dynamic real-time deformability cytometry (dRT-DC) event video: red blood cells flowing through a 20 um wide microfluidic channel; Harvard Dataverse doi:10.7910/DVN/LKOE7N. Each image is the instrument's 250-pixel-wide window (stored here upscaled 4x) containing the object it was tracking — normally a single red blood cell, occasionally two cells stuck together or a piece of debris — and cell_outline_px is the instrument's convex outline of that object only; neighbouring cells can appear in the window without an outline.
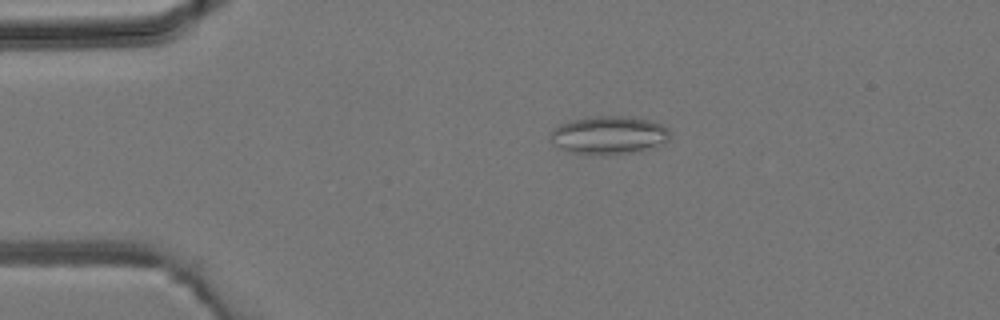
{"species": "common noctule bat (a hibernating species)", "species_latin": "Nyctalus noctula", "temperature_condition": "room temperature", "stored_images_in_passage": 44, "camera_frame_rate_fps": 3000, "um_per_image_px": 0.085, "animal": {"sex": "male", "body_mass_g": 19.2, "forearm_length_mm": 51.8}, "frame": {"image": 1, "passage_image": 9, "time_ms": 2.667, "image_size_px": [1000, 320], "cell_outline_px": [[672, 132], [668, 140], [664, 144], [656, 148], [644, 152], [604, 156], [588, 156], [556, 148], [548, 140], [548, 136], [552, 128], [560, 124], [572, 120], [600, 116], [628, 116], [648, 120], [660, 124], [668, 128]], "centroid_in_image_um": [51.75, 11.54], "position_along_channel_um": 33.3, "area_um2": 27.8}}
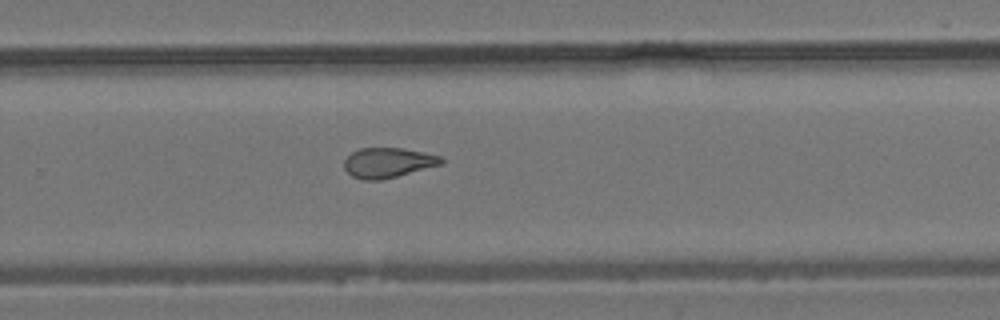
{"frame": {"image": 2, "passage_image": 29, "time_ms": 9.333, "image_size_px": [1000, 320], "cell_outline_px": [[444, 160], [440, 164], [396, 176], [380, 180], [364, 180], [352, 176], [344, 168], [344, 160], [352, 152], [360, 148], [400, 148], [440, 156]], "centroid_in_image_um": [32.91, 13.83], "position_along_channel_um": 296.9, "area_um2": 16.53}}
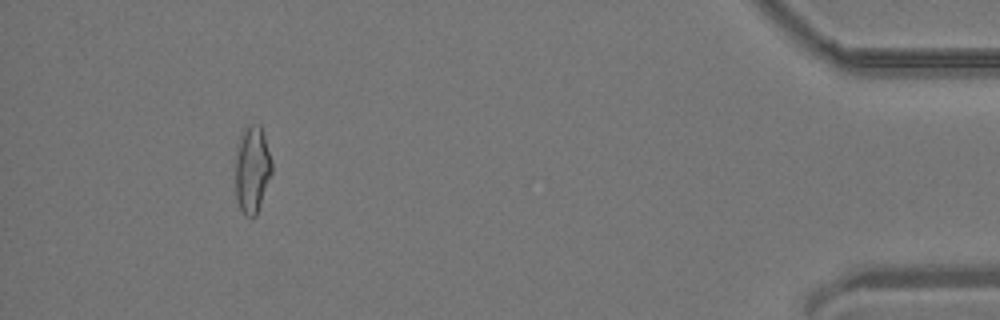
{"frame": {"image": 3, "passage_image": 41, "time_ms": 13.333, "image_size_px": [1000, 320], "cell_outline_px": [[272, 172], [256, 216], [244, 216], [240, 208], [236, 196], [236, 156], [240, 140], [244, 128], [248, 124], [260, 124], [272, 160]], "centroid_in_image_um": [21.45, 14.4], "position_along_channel_um": 413.8, "area_um2": 18.26}}